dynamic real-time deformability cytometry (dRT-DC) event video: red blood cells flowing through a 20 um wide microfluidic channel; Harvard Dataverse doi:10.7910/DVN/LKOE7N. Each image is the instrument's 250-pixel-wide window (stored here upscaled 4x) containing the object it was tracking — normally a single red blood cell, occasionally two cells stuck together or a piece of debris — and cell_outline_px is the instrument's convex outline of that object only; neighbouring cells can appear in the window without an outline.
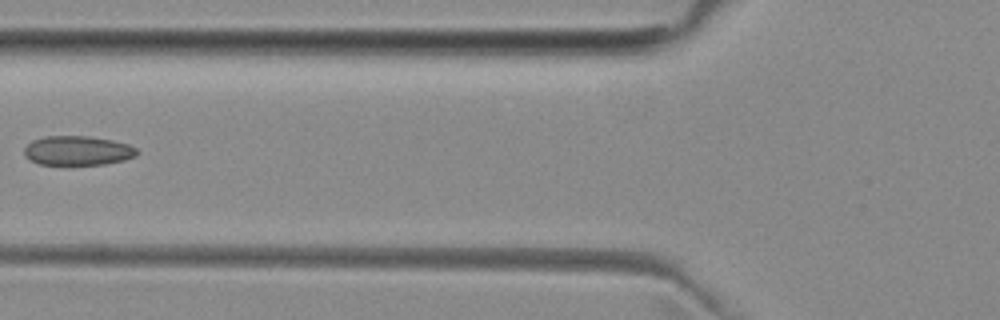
{"species": "common noctule bat (a hibernating species)", "species_latin": "Nyctalus noctula", "temperature_condition": "room temperature", "stored_images_in_passage": 6, "camera_frame_rate_fps": 3000, "um_per_image_px": 0.085, "animal": {"sex": "female", "body_mass_g": 29.2, "forearm_length_mm": 56.3}, "frame": {"image": 1, "passage_image": 5, "time_ms": 5.667, "image_size_px": [1000, 320], "cell_outline_px": [[136, 156], [124, 160], [104, 164], [68, 168], [40, 164], [28, 160], [24, 156], [24, 148], [32, 140], [44, 136], [88, 136], [112, 140], [128, 144], [136, 148]], "centroid_in_image_um": [6.53, 12.85], "position_along_channel_um": 119.3, "area_um2": 20.17}}
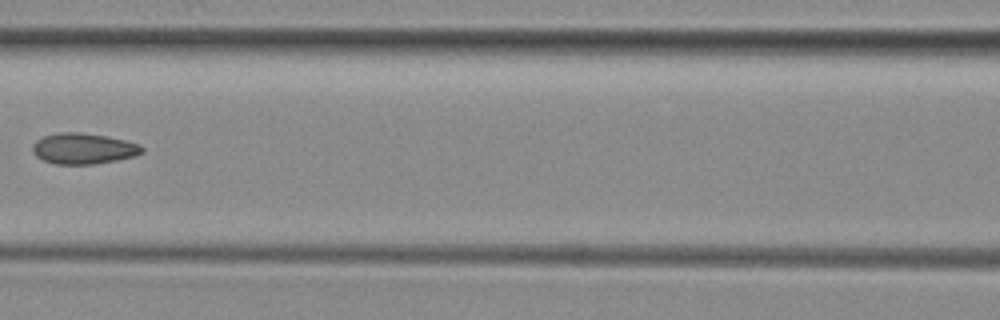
{"frame": {"image": 2, "passage_image": 6, "time_ms": 6.667, "image_size_px": [1000, 320], "cell_outline_px": [[144, 152], [136, 156], [116, 160], [92, 164], [56, 164], [44, 160], [36, 156], [32, 152], [32, 144], [36, 140], [44, 136], [60, 132], [80, 132], [104, 136], [124, 140], [140, 144], [144, 148]], "centroid_in_image_um": [7.09, 12.63], "position_along_channel_um": 159.5, "area_um2": 19.65}}